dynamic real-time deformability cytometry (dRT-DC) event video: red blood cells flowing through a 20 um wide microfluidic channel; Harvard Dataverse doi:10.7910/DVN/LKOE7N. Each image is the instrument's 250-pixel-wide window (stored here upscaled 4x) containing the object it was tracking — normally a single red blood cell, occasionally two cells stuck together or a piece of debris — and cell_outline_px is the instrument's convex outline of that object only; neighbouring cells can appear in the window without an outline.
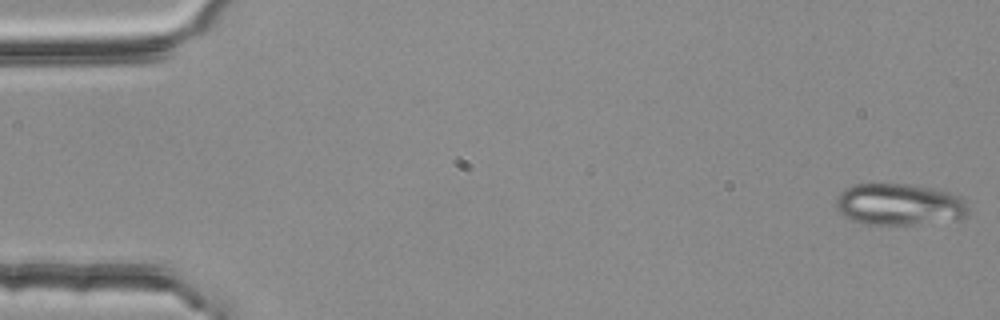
{"species": "common noctule bat (a hibernating species)", "species_latin": "Nyctalus noctula", "temperature_condition": "room temperature", "stored_images_in_passage": 4, "camera_frame_rate_fps": 3000, "um_per_image_px": 0.085, "animal": {"sex": "female", "body_mass_g": 25.1}, "frame": {"image": 1, "passage_image": 1, "time_ms": 0.0, "image_size_px": [1000, 320], "cell_outline_px": [[968, 216], [960, 220], [916, 224], [864, 224], [852, 220], [844, 216], [836, 208], [836, 196], [840, 192], [852, 184], [908, 184], [936, 188], [960, 196], [964, 200], [968, 208]], "centroid_in_image_um": [76.47, 17.38], "position_along_channel_um": 8.5, "area_um2": 32.54}}